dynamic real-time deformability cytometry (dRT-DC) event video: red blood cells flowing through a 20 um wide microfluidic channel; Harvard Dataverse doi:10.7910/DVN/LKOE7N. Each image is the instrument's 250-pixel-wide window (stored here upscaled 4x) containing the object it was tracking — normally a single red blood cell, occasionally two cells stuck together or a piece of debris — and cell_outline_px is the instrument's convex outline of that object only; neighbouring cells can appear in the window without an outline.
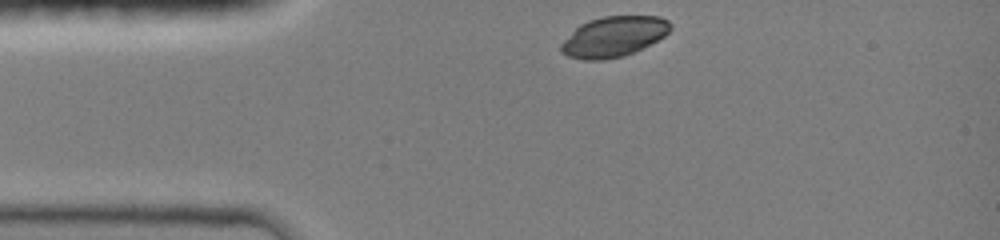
{"species": "common noctule bat (a hibernating species)", "species_latin": "Nyctalus noctula", "temperature_condition": "room temperature", "stored_images_in_passage": 32, "camera_frame_rate_fps": 3000, "um_per_image_px": 0.085, "animal": {"sex": "female", "body_mass_g": 19.0, "forearm_length_mm": 51.5}, "frame": {"image": 1, "passage_image": 1, "time_ms": 0.0, "image_size_px": [1000, 240], "cell_outline_px": [[672, 28], [664, 36], [624, 56], [604, 60], [584, 60], [568, 56], [560, 52], [560, 44], [580, 24], [588, 20], [604, 16], [660, 16], [668, 20], [672, 24]], "centroid_in_image_um": [52.15, 3.11], "position_along_channel_um": 32.9, "area_um2": 25.61}}
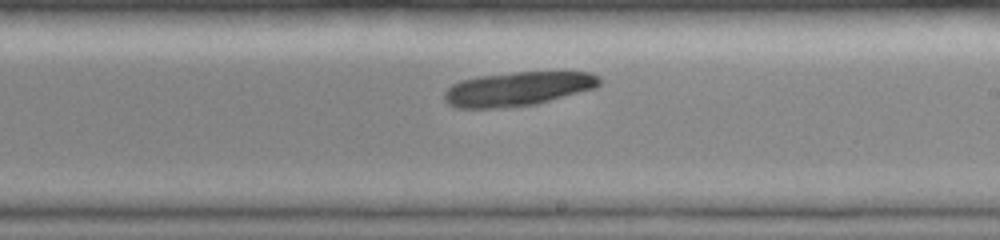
{"frame": {"image": 2, "passage_image": 18, "time_ms": 6.0, "image_size_px": [1000, 240], "cell_outline_px": [[600, 84], [596, 88], [536, 104], [496, 108], [456, 108], [448, 104], [444, 100], [444, 92], [452, 84], [460, 80], [476, 76], [516, 72], [592, 72], [600, 76]], "centroid_in_image_um": [44.0, 7.55], "position_along_channel_um": 245.0, "area_um2": 30.98}}
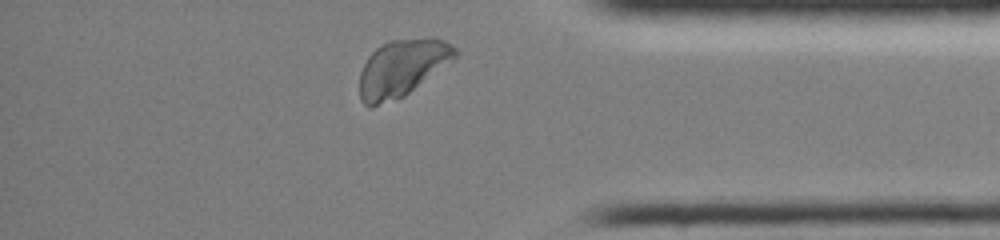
{"frame": {"image": 3, "passage_image": 30, "time_ms": 10.0, "image_size_px": [1000, 240], "cell_outline_px": [[456, 60], [404, 96], [372, 108], [368, 108], [360, 100], [360, 72], [368, 56], [380, 44], [388, 40], [428, 36], [436, 36], [452, 44], [456, 48]], "centroid_in_image_um": [34.21, 5.75], "position_along_channel_um": 401.0, "area_um2": 32.54}}